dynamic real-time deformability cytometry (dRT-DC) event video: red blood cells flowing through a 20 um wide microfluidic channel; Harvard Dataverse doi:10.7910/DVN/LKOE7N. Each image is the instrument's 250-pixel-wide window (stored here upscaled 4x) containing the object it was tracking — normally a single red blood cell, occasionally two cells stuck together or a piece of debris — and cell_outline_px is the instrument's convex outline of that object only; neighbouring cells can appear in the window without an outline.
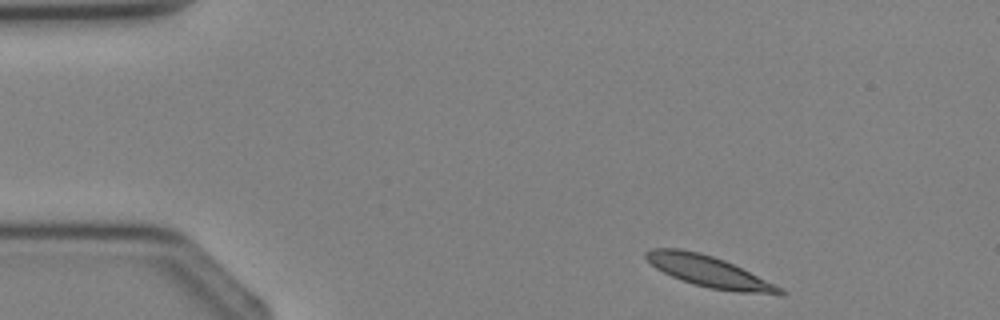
{"species": "Egyptian fruit bat (a non-hibernating species)", "species_latin": "Rousettus aegyptiacus", "temperature_condition": "cold", "stored_images_in_passage": 3, "segment_of_instrument_passage": [2, 2], "camera_frame_rate_fps": 3000, "um_per_image_px": 0.085, "animal": {"sex": "female"}, "frame": {"image": 1, "passage_image": 3, "time_ms": 3.333, "image_size_px": [1000, 320], "cell_outline_px": [[788, 292], [784, 296], [780, 296], [740, 292], [708, 288], [692, 284], [672, 276], [656, 268], [644, 256], [644, 252], [652, 248], [680, 248], [700, 252], [724, 260], [776, 284], [784, 288]], "centroid_in_image_um": [60.35, 23.1], "position_along_channel_um": 24.7, "area_um2": 24.51}}